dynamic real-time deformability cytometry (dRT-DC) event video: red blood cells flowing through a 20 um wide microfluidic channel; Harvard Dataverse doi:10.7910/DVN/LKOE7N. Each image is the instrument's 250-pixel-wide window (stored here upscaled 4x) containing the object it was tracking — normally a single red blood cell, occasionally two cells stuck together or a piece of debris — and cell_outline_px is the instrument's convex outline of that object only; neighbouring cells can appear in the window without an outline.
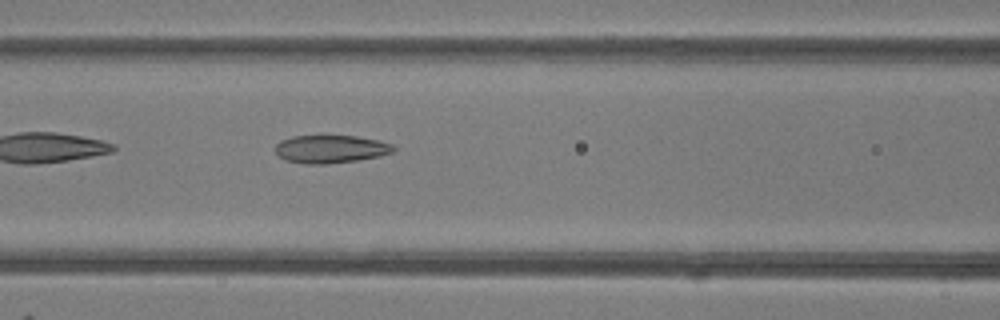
{"species": "common noctule bat (a hibernating species)", "species_latin": "Nyctalus noctula", "temperature_condition": "room temperature", "stored_images_in_passage": 34, "camera_frame_rate_fps": 3000, "um_per_image_px": 0.085, "animal": {"sex": "female"}, "frame": {"image": 1, "passage_image": 6, "time_ms": 1.667, "image_size_px": [1000, 320], "cell_outline_px": [[396, 152], [380, 156], [356, 160], [324, 164], [308, 164], [284, 160], [276, 152], [276, 144], [280, 140], [292, 136], [356, 136], [376, 140], [392, 144], [396, 148]], "centroid_in_image_um": [28.12, 12.67], "position_along_channel_um": 138.5, "area_um2": 19.19}}
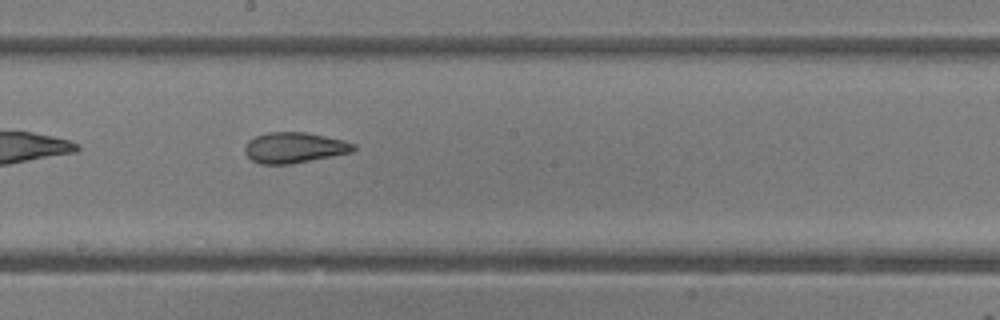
{"frame": {"image": 2, "passage_image": 12, "time_ms": 3.667, "image_size_px": [1000, 320], "cell_outline_px": [[356, 148], [352, 152], [292, 164], [260, 164], [252, 160], [244, 152], [244, 148], [248, 140], [256, 136], [268, 132], [304, 132], [344, 140], [356, 144]], "centroid_in_image_um": [25.01, 12.55], "position_along_channel_um": 223.2, "area_um2": 19.42}}
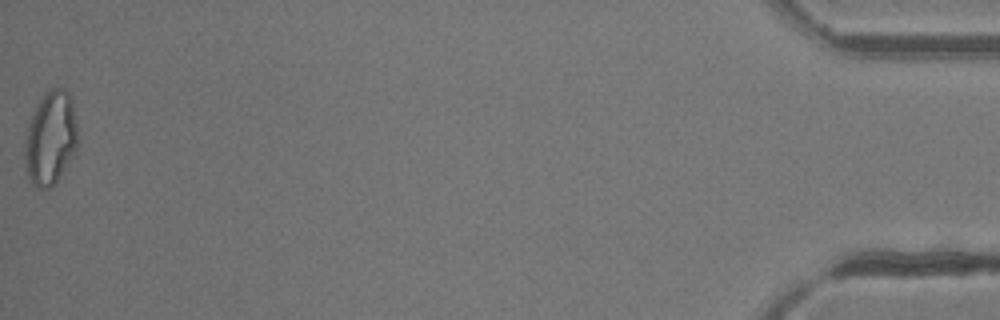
{"frame": {"image": 3, "passage_image": 34, "time_ms": 11.0, "image_size_px": [1000, 320], "cell_outline_px": [[76, 148], [56, 184], [52, 188], [36, 188], [28, 180], [24, 160], [24, 140], [28, 124], [40, 100], [48, 88], [64, 88], [72, 96], [76, 124]], "centroid_in_image_um": [4.27, 11.77], "position_along_channel_um": 430.9, "area_um2": 29.02}, "authors_computed_cell_mechanics": {"area_um2": 20.23, "velocity_mm_per_s": 4.228, "shape_relaxation_time_tau1_ms": 6.1533, "shape_relaxation_time_tau2_ms": 1.9139, "deformation_change_tau1": 0.1426, "deformation_change_tau2": 0.0967}}